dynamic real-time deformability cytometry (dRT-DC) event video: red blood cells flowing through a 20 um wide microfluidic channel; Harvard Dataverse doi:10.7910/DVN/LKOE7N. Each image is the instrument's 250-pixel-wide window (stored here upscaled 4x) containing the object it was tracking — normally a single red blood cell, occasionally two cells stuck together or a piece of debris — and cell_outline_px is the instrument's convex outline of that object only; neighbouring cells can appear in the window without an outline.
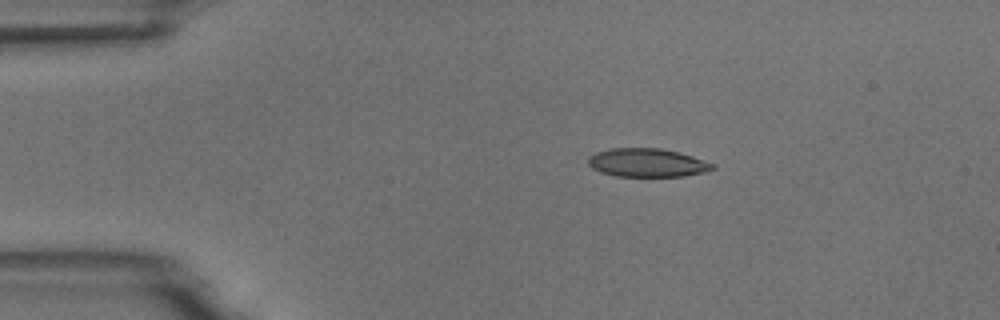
{"species": "common noctule bat (a hibernating species)", "species_latin": "Nyctalus noctula", "temperature_condition": "room temperature", "stored_images_in_passage": 3, "camera_frame_rate_fps": 3000, "um_per_image_px": 0.085, "animal": {"sex": "male", "body_mass_g": 18.8}, "frame": {"image": 1, "passage_image": 2, "time_ms": 1.0, "image_size_px": [1000, 320], "cell_outline_px": [[716, 168], [704, 172], [684, 176], [616, 176], [600, 172], [592, 168], [588, 164], [588, 156], [596, 152], [612, 148], [660, 148], [680, 152], [704, 160], [712, 164]], "centroid_in_image_um": [54.99, 13.83], "position_along_channel_um": 30.0, "area_um2": 20.63}}